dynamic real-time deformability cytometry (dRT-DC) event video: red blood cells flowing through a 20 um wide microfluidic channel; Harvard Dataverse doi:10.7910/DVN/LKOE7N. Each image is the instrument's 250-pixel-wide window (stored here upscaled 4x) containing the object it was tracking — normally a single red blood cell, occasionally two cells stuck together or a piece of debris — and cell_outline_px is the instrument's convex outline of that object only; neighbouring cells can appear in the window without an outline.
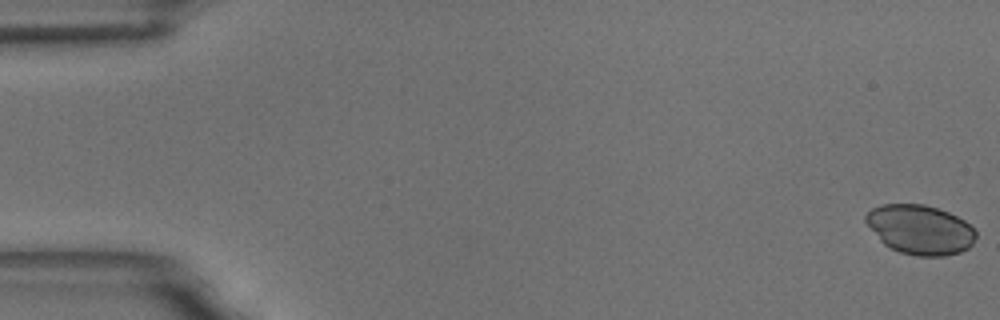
{"species": "common noctule bat (a hibernating species)", "species_latin": "Nyctalus noctula", "temperature_condition": "room temperature", "stored_images_in_passage": 60, "camera_frame_rate_fps": 3000, "um_per_image_px": 0.085, "animal": {"sex": "male", "body_mass_g": 18.8}, "frame": {"image": 1, "passage_image": 1, "time_ms": 0.0, "image_size_px": [1000, 320], "cell_outline_px": [[976, 236], [972, 244], [968, 248], [960, 252], [944, 256], [916, 256], [900, 252], [884, 244], [880, 240], [864, 220], [864, 216], [872, 208], [880, 204], [924, 204], [948, 212], [964, 220], [976, 232]], "centroid_in_image_um": [78.2, 19.51], "position_along_channel_um": 6.8, "area_um2": 31.62}}
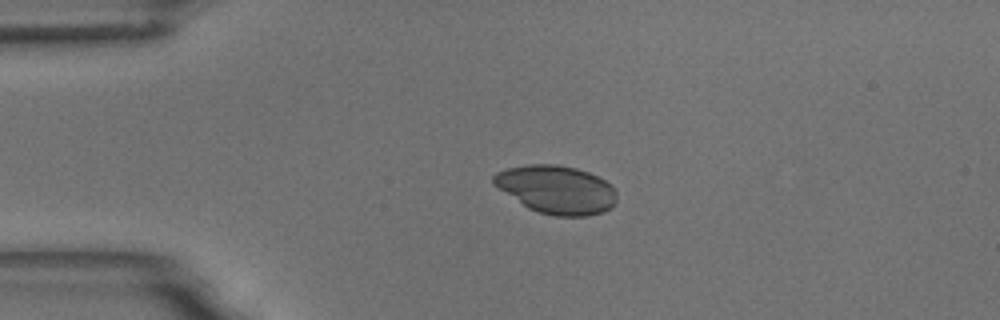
{"frame": {"image": 2, "passage_image": 14, "time_ms": 4.333, "image_size_px": [1000, 320], "cell_outline_px": [[616, 204], [612, 208], [604, 212], [588, 216], [556, 216], [540, 212], [528, 208], [492, 184], [492, 176], [496, 172], [508, 168], [528, 164], [556, 164], [576, 168], [588, 172], [612, 184], [616, 188]], "centroid_in_image_um": [47.33, 16.11], "position_along_channel_um": 37.7, "area_um2": 34.8}}
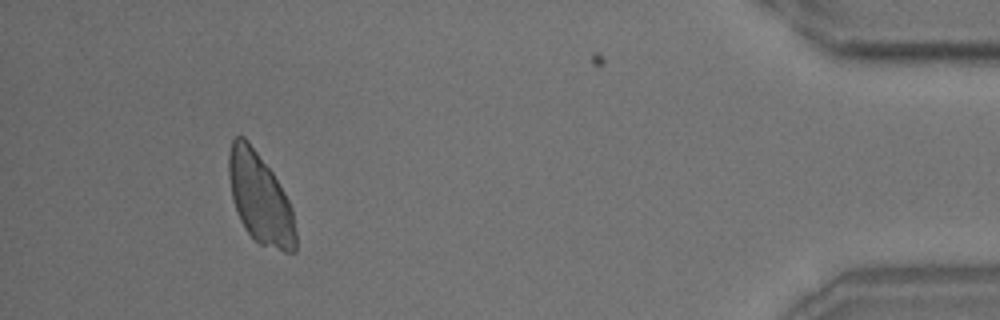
{"frame": {"image": 3, "passage_image": 55, "time_ms": 18.0, "image_size_px": [1000, 320], "cell_outline_px": [[296, 252], [284, 252], [260, 244], [248, 232], [240, 220], [232, 200], [228, 176], [228, 152], [232, 140], [236, 136], [244, 136], [248, 140], [272, 172], [284, 192], [292, 208], [296, 232]], "centroid_in_image_um": [22.09, 16.85], "position_along_channel_um": 413.1, "area_um2": 35.32}}